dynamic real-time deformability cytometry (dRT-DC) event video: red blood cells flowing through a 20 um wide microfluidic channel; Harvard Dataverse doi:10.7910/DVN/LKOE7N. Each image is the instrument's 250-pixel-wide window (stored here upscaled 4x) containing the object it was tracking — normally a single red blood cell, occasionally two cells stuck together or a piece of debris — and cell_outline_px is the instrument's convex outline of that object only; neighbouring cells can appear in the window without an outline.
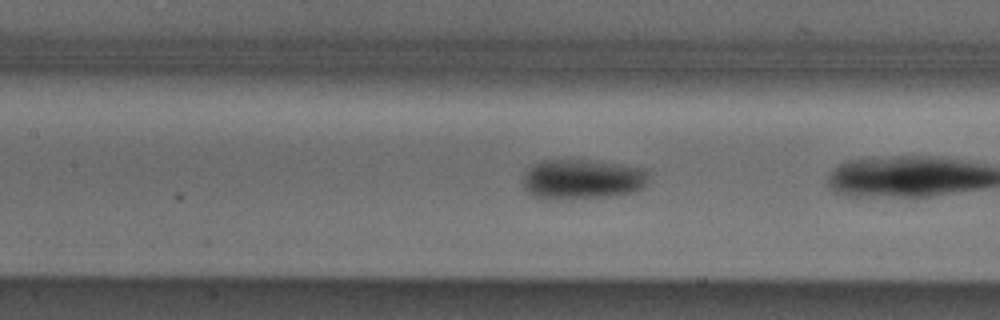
{"species": "Egyptian fruit bat (a non-hibernating species)", "species_latin": "Rousettus aegyptiacus", "temperature_condition": "cold", "stored_images_in_passage": 10, "camera_frame_rate_fps": 3000, "um_per_image_px": 0.085, "animal": {"sex": "male"}, "frame": {"image": 1, "passage_image": 9, "time_ms": 2.667, "image_size_px": [1000, 320], "cell_outline_px": [[648, 180], [644, 188], [632, 192], [608, 196], [556, 200], [532, 196], [524, 188], [524, 172], [532, 164], [544, 160], [592, 160], [648, 168]], "centroid_in_image_um": [49.51, 15.23], "position_along_channel_um": 157.9, "area_um2": 29.65}}